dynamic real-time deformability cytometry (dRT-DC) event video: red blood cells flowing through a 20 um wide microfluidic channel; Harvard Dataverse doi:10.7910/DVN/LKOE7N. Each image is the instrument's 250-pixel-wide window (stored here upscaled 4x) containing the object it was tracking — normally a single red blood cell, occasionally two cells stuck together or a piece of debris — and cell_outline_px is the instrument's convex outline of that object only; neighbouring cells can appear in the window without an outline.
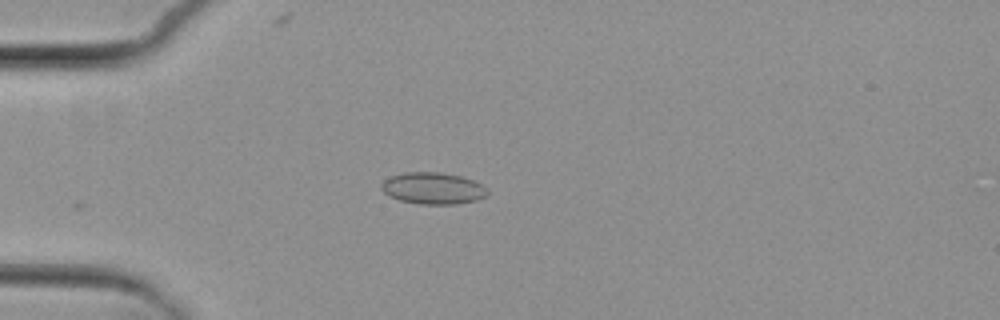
{"species": "common noctule bat (a hibernating species)", "species_latin": "Nyctalus noctula", "temperature_condition": "cold", "stored_images_in_passage": 6, "camera_frame_rate_fps": 3000, "um_per_image_px": 0.085, "animal": {"sex": "female", "body_mass_g": 29.2, "forearm_length_mm": 56.3}, "frame": {"image": 1, "passage_image": 4, "time_ms": 4.667, "image_size_px": [1000, 320], "cell_outline_px": [[488, 196], [476, 200], [452, 204], [420, 204], [400, 200], [384, 192], [380, 188], [380, 184], [384, 180], [392, 176], [404, 172], [440, 172], [460, 176], [472, 180], [480, 184], [488, 192]], "centroid_in_image_um": [36.79, 16.0], "position_along_channel_um": 48.2, "area_um2": 19.36}}
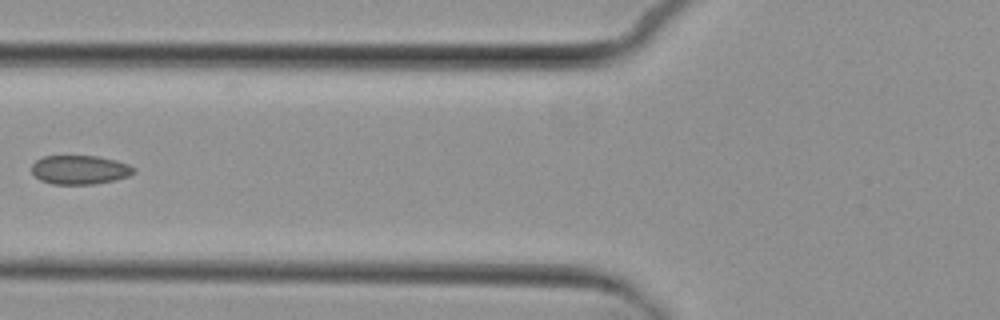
{"frame": {"image": 2, "passage_image": 6, "time_ms": 7.0, "image_size_px": [1000, 320], "cell_outline_px": [[136, 172], [128, 176], [116, 180], [92, 184], [52, 184], [40, 180], [32, 172], [32, 164], [36, 160], [44, 156], [96, 156], [116, 160], [128, 164], [136, 168]], "centroid_in_image_um": [6.8, 14.43], "position_along_channel_um": 119.0, "area_um2": 17.28}}